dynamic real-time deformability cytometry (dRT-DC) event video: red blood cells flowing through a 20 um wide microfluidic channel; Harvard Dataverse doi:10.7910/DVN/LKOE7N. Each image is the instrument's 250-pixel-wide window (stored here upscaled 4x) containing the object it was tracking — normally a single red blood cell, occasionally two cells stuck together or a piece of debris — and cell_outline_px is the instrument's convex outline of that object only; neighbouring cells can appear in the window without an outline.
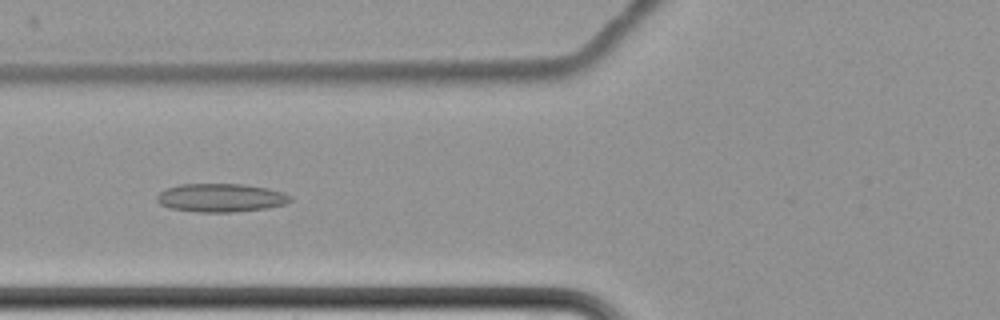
{"species": "common noctule bat (a hibernating species)", "species_latin": "Nyctalus noctula", "temperature_condition": "cold", "stored_images_in_passage": 9, "camera_frame_rate_fps": 3000, "um_per_image_px": 0.085, "animal": {"sex": "female", "body_mass_g": 22.7, "forearm_length_mm": 54.2}, "frame": {"image": 1, "passage_image": 9, "time_ms": 9.667, "image_size_px": [1000, 320], "cell_outline_px": [[292, 200], [284, 204], [264, 208], [232, 212], [196, 212], [172, 208], [160, 204], [156, 200], [156, 196], [164, 188], [180, 184], [244, 184], [268, 188], [284, 192], [292, 196]], "centroid_in_image_um": [18.76, 16.8], "position_along_channel_um": 107.0, "area_um2": 22.14}}